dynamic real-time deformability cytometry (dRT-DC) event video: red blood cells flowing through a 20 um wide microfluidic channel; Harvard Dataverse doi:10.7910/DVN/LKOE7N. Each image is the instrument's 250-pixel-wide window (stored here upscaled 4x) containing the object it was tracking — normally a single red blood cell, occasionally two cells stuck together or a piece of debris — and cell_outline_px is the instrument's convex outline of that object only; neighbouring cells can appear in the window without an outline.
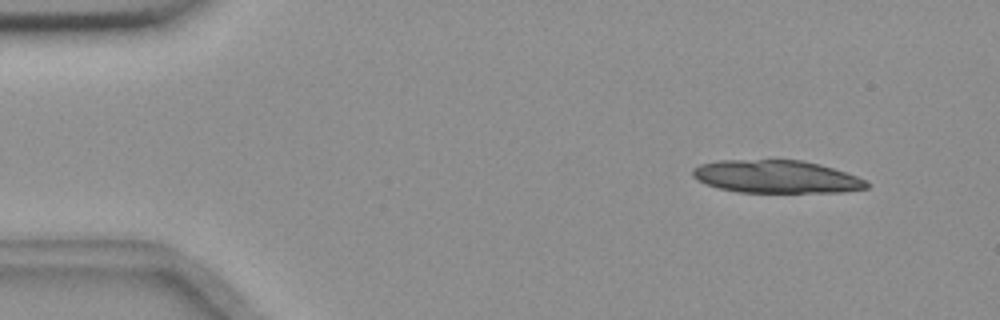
{"species": "common noctule bat (a hibernating species)", "species_latin": "Nyctalus noctula", "temperature_condition": "room temperature", "stored_images_in_passage": 22, "camera_frame_rate_fps": 3000, "um_per_image_px": 0.085, "animal": {"sex": "female", "body_mass_g": 18.4}, "frame": {"image": 1, "passage_image": 3, "time_ms": 0.667, "image_size_px": [1000, 320], "cell_outline_px": [[868, 188], [844, 192], [740, 192], [720, 188], [696, 180], [692, 176], [692, 168], [700, 164], [716, 160], [804, 160], [820, 164], [868, 180]], "centroid_in_image_um": [65.98, 15.01], "position_along_channel_um": 19.0, "area_um2": 33.29}}